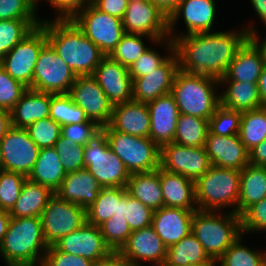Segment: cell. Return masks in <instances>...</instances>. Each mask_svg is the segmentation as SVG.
<instances>
[{
  "instance_id": "cell-15",
  "label": "cell",
  "mask_w": 266,
  "mask_h": 266,
  "mask_svg": "<svg viewBox=\"0 0 266 266\" xmlns=\"http://www.w3.org/2000/svg\"><path fill=\"white\" fill-rule=\"evenodd\" d=\"M68 94L89 120L101 128L108 126L113 104L92 76H77Z\"/></svg>"
},
{
  "instance_id": "cell-35",
  "label": "cell",
  "mask_w": 266,
  "mask_h": 266,
  "mask_svg": "<svg viewBox=\"0 0 266 266\" xmlns=\"http://www.w3.org/2000/svg\"><path fill=\"white\" fill-rule=\"evenodd\" d=\"M229 84L227 90L220 96V105L236 111H250L263 107L261 102L258 83L219 81V84Z\"/></svg>"
},
{
  "instance_id": "cell-27",
  "label": "cell",
  "mask_w": 266,
  "mask_h": 266,
  "mask_svg": "<svg viewBox=\"0 0 266 266\" xmlns=\"http://www.w3.org/2000/svg\"><path fill=\"white\" fill-rule=\"evenodd\" d=\"M159 178L164 206L198 209V207H196V191L195 182L193 180L160 167Z\"/></svg>"
},
{
  "instance_id": "cell-64",
  "label": "cell",
  "mask_w": 266,
  "mask_h": 266,
  "mask_svg": "<svg viewBox=\"0 0 266 266\" xmlns=\"http://www.w3.org/2000/svg\"><path fill=\"white\" fill-rule=\"evenodd\" d=\"M258 89L261 98V102L266 106V66H264L263 71L259 77Z\"/></svg>"
},
{
  "instance_id": "cell-17",
  "label": "cell",
  "mask_w": 266,
  "mask_h": 266,
  "mask_svg": "<svg viewBox=\"0 0 266 266\" xmlns=\"http://www.w3.org/2000/svg\"><path fill=\"white\" fill-rule=\"evenodd\" d=\"M3 171L21 173L28 177L37 160L40 148L31 140L28 131L11 127L0 140Z\"/></svg>"
},
{
  "instance_id": "cell-13",
  "label": "cell",
  "mask_w": 266,
  "mask_h": 266,
  "mask_svg": "<svg viewBox=\"0 0 266 266\" xmlns=\"http://www.w3.org/2000/svg\"><path fill=\"white\" fill-rule=\"evenodd\" d=\"M122 23L125 33L146 35L155 43L169 37L168 17L151 0H129Z\"/></svg>"
},
{
  "instance_id": "cell-11",
  "label": "cell",
  "mask_w": 266,
  "mask_h": 266,
  "mask_svg": "<svg viewBox=\"0 0 266 266\" xmlns=\"http://www.w3.org/2000/svg\"><path fill=\"white\" fill-rule=\"evenodd\" d=\"M76 78L77 75L47 43L35 64L32 89L50 94H66Z\"/></svg>"
},
{
  "instance_id": "cell-24",
  "label": "cell",
  "mask_w": 266,
  "mask_h": 266,
  "mask_svg": "<svg viewBox=\"0 0 266 266\" xmlns=\"http://www.w3.org/2000/svg\"><path fill=\"white\" fill-rule=\"evenodd\" d=\"M150 114L149 138L159 147L174 140L180 114L173 96L169 93L148 102Z\"/></svg>"
},
{
  "instance_id": "cell-19",
  "label": "cell",
  "mask_w": 266,
  "mask_h": 266,
  "mask_svg": "<svg viewBox=\"0 0 266 266\" xmlns=\"http://www.w3.org/2000/svg\"><path fill=\"white\" fill-rule=\"evenodd\" d=\"M118 252L133 266H141V261L164 266L167 257V247L152 226L132 231Z\"/></svg>"
},
{
  "instance_id": "cell-33",
  "label": "cell",
  "mask_w": 266,
  "mask_h": 266,
  "mask_svg": "<svg viewBox=\"0 0 266 266\" xmlns=\"http://www.w3.org/2000/svg\"><path fill=\"white\" fill-rule=\"evenodd\" d=\"M126 187H102L96 200L86 209V221L100 226L112 216L123 217Z\"/></svg>"
},
{
  "instance_id": "cell-60",
  "label": "cell",
  "mask_w": 266,
  "mask_h": 266,
  "mask_svg": "<svg viewBox=\"0 0 266 266\" xmlns=\"http://www.w3.org/2000/svg\"><path fill=\"white\" fill-rule=\"evenodd\" d=\"M167 17L176 9L181 0H151Z\"/></svg>"
},
{
  "instance_id": "cell-44",
  "label": "cell",
  "mask_w": 266,
  "mask_h": 266,
  "mask_svg": "<svg viewBox=\"0 0 266 266\" xmlns=\"http://www.w3.org/2000/svg\"><path fill=\"white\" fill-rule=\"evenodd\" d=\"M153 210L126 191L123 194V215L132 231L151 226Z\"/></svg>"
},
{
  "instance_id": "cell-57",
  "label": "cell",
  "mask_w": 266,
  "mask_h": 266,
  "mask_svg": "<svg viewBox=\"0 0 266 266\" xmlns=\"http://www.w3.org/2000/svg\"><path fill=\"white\" fill-rule=\"evenodd\" d=\"M93 266H133L118 251H111L106 257L93 263Z\"/></svg>"
},
{
  "instance_id": "cell-2",
  "label": "cell",
  "mask_w": 266,
  "mask_h": 266,
  "mask_svg": "<svg viewBox=\"0 0 266 266\" xmlns=\"http://www.w3.org/2000/svg\"><path fill=\"white\" fill-rule=\"evenodd\" d=\"M48 43L77 76H92L105 56L72 20H42Z\"/></svg>"
},
{
  "instance_id": "cell-42",
  "label": "cell",
  "mask_w": 266,
  "mask_h": 266,
  "mask_svg": "<svg viewBox=\"0 0 266 266\" xmlns=\"http://www.w3.org/2000/svg\"><path fill=\"white\" fill-rule=\"evenodd\" d=\"M143 37H146V35L125 33L109 56L129 68L148 50V47L142 41Z\"/></svg>"
},
{
  "instance_id": "cell-31",
  "label": "cell",
  "mask_w": 266,
  "mask_h": 266,
  "mask_svg": "<svg viewBox=\"0 0 266 266\" xmlns=\"http://www.w3.org/2000/svg\"><path fill=\"white\" fill-rule=\"evenodd\" d=\"M53 195L54 192L48 187L27 178L15 205L9 211L10 216L13 218L40 217Z\"/></svg>"
},
{
  "instance_id": "cell-59",
  "label": "cell",
  "mask_w": 266,
  "mask_h": 266,
  "mask_svg": "<svg viewBox=\"0 0 266 266\" xmlns=\"http://www.w3.org/2000/svg\"><path fill=\"white\" fill-rule=\"evenodd\" d=\"M246 31L248 39L257 47L261 54L262 61L264 62V66H266V37L261 41L262 43H260L257 31L253 26H249V28L247 27Z\"/></svg>"
},
{
  "instance_id": "cell-28",
  "label": "cell",
  "mask_w": 266,
  "mask_h": 266,
  "mask_svg": "<svg viewBox=\"0 0 266 266\" xmlns=\"http://www.w3.org/2000/svg\"><path fill=\"white\" fill-rule=\"evenodd\" d=\"M263 68L264 62L259 50L247 39L236 52L225 76L219 81L258 83Z\"/></svg>"
},
{
  "instance_id": "cell-65",
  "label": "cell",
  "mask_w": 266,
  "mask_h": 266,
  "mask_svg": "<svg viewBox=\"0 0 266 266\" xmlns=\"http://www.w3.org/2000/svg\"><path fill=\"white\" fill-rule=\"evenodd\" d=\"M216 264H217V261L211 259L208 263H203V264L193 265V266H216Z\"/></svg>"
},
{
  "instance_id": "cell-29",
  "label": "cell",
  "mask_w": 266,
  "mask_h": 266,
  "mask_svg": "<svg viewBox=\"0 0 266 266\" xmlns=\"http://www.w3.org/2000/svg\"><path fill=\"white\" fill-rule=\"evenodd\" d=\"M51 94L28 88L10 111L11 126L26 129L50 115Z\"/></svg>"
},
{
  "instance_id": "cell-21",
  "label": "cell",
  "mask_w": 266,
  "mask_h": 266,
  "mask_svg": "<svg viewBox=\"0 0 266 266\" xmlns=\"http://www.w3.org/2000/svg\"><path fill=\"white\" fill-rule=\"evenodd\" d=\"M204 147L213 166L241 171L249 164V151L238 134L223 137L208 131Z\"/></svg>"
},
{
  "instance_id": "cell-41",
  "label": "cell",
  "mask_w": 266,
  "mask_h": 266,
  "mask_svg": "<svg viewBox=\"0 0 266 266\" xmlns=\"http://www.w3.org/2000/svg\"><path fill=\"white\" fill-rule=\"evenodd\" d=\"M241 237L240 235L217 260L219 266H266V252L258 253L257 250L242 245Z\"/></svg>"
},
{
  "instance_id": "cell-43",
  "label": "cell",
  "mask_w": 266,
  "mask_h": 266,
  "mask_svg": "<svg viewBox=\"0 0 266 266\" xmlns=\"http://www.w3.org/2000/svg\"><path fill=\"white\" fill-rule=\"evenodd\" d=\"M241 116V111L219 105L208 120L209 132L223 137L239 134Z\"/></svg>"
},
{
  "instance_id": "cell-6",
  "label": "cell",
  "mask_w": 266,
  "mask_h": 266,
  "mask_svg": "<svg viewBox=\"0 0 266 266\" xmlns=\"http://www.w3.org/2000/svg\"><path fill=\"white\" fill-rule=\"evenodd\" d=\"M239 187V170L212 165L195 182L196 205L204 211H220L226 206L235 205L231 211L237 214Z\"/></svg>"
},
{
  "instance_id": "cell-40",
  "label": "cell",
  "mask_w": 266,
  "mask_h": 266,
  "mask_svg": "<svg viewBox=\"0 0 266 266\" xmlns=\"http://www.w3.org/2000/svg\"><path fill=\"white\" fill-rule=\"evenodd\" d=\"M49 117L61 126L80 124L89 120L85 112L73 102L68 93L51 94Z\"/></svg>"
},
{
  "instance_id": "cell-52",
  "label": "cell",
  "mask_w": 266,
  "mask_h": 266,
  "mask_svg": "<svg viewBox=\"0 0 266 266\" xmlns=\"http://www.w3.org/2000/svg\"><path fill=\"white\" fill-rule=\"evenodd\" d=\"M242 234L266 230V198L254 203L241 215Z\"/></svg>"
},
{
  "instance_id": "cell-62",
  "label": "cell",
  "mask_w": 266,
  "mask_h": 266,
  "mask_svg": "<svg viewBox=\"0 0 266 266\" xmlns=\"http://www.w3.org/2000/svg\"><path fill=\"white\" fill-rule=\"evenodd\" d=\"M11 216L9 211L0 210V245L7 232Z\"/></svg>"
},
{
  "instance_id": "cell-55",
  "label": "cell",
  "mask_w": 266,
  "mask_h": 266,
  "mask_svg": "<svg viewBox=\"0 0 266 266\" xmlns=\"http://www.w3.org/2000/svg\"><path fill=\"white\" fill-rule=\"evenodd\" d=\"M37 0V5H38ZM59 12L55 20H72L80 11L92 3V0H46Z\"/></svg>"
},
{
  "instance_id": "cell-38",
  "label": "cell",
  "mask_w": 266,
  "mask_h": 266,
  "mask_svg": "<svg viewBox=\"0 0 266 266\" xmlns=\"http://www.w3.org/2000/svg\"><path fill=\"white\" fill-rule=\"evenodd\" d=\"M239 137L250 151L266 139V106L242 112Z\"/></svg>"
},
{
  "instance_id": "cell-39",
  "label": "cell",
  "mask_w": 266,
  "mask_h": 266,
  "mask_svg": "<svg viewBox=\"0 0 266 266\" xmlns=\"http://www.w3.org/2000/svg\"><path fill=\"white\" fill-rule=\"evenodd\" d=\"M41 21L40 19L0 20V60L35 27H38Z\"/></svg>"
},
{
  "instance_id": "cell-32",
  "label": "cell",
  "mask_w": 266,
  "mask_h": 266,
  "mask_svg": "<svg viewBox=\"0 0 266 266\" xmlns=\"http://www.w3.org/2000/svg\"><path fill=\"white\" fill-rule=\"evenodd\" d=\"M66 176L59 154L54 147L41 148L28 179L48 187L54 193Z\"/></svg>"
},
{
  "instance_id": "cell-46",
  "label": "cell",
  "mask_w": 266,
  "mask_h": 266,
  "mask_svg": "<svg viewBox=\"0 0 266 266\" xmlns=\"http://www.w3.org/2000/svg\"><path fill=\"white\" fill-rule=\"evenodd\" d=\"M26 130L31 140L41 149L54 147L61 136V125L50 117L29 125Z\"/></svg>"
},
{
  "instance_id": "cell-48",
  "label": "cell",
  "mask_w": 266,
  "mask_h": 266,
  "mask_svg": "<svg viewBox=\"0 0 266 266\" xmlns=\"http://www.w3.org/2000/svg\"><path fill=\"white\" fill-rule=\"evenodd\" d=\"M54 148L59 154L63 169L66 173L84 169V146L76 145L72 140L62 135Z\"/></svg>"
},
{
  "instance_id": "cell-61",
  "label": "cell",
  "mask_w": 266,
  "mask_h": 266,
  "mask_svg": "<svg viewBox=\"0 0 266 266\" xmlns=\"http://www.w3.org/2000/svg\"><path fill=\"white\" fill-rule=\"evenodd\" d=\"M11 113L10 111L0 109V140L6 135V132L11 128Z\"/></svg>"
},
{
  "instance_id": "cell-3",
  "label": "cell",
  "mask_w": 266,
  "mask_h": 266,
  "mask_svg": "<svg viewBox=\"0 0 266 266\" xmlns=\"http://www.w3.org/2000/svg\"><path fill=\"white\" fill-rule=\"evenodd\" d=\"M48 247L40 217H11L0 253L7 266H41Z\"/></svg>"
},
{
  "instance_id": "cell-26",
  "label": "cell",
  "mask_w": 266,
  "mask_h": 266,
  "mask_svg": "<svg viewBox=\"0 0 266 266\" xmlns=\"http://www.w3.org/2000/svg\"><path fill=\"white\" fill-rule=\"evenodd\" d=\"M101 188L96 178L84 168L66 173L55 194L63 200L87 209L96 200Z\"/></svg>"
},
{
  "instance_id": "cell-37",
  "label": "cell",
  "mask_w": 266,
  "mask_h": 266,
  "mask_svg": "<svg viewBox=\"0 0 266 266\" xmlns=\"http://www.w3.org/2000/svg\"><path fill=\"white\" fill-rule=\"evenodd\" d=\"M208 131V120L180 113L173 143L188 147H204Z\"/></svg>"
},
{
  "instance_id": "cell-7",
  "label": "cell",
  "mask_w": 266,
  "mask_h": 266,
  "mask_svg": "<svg viewBox=\"0 0 266 266\" xmlns=\"http://www.w3.org/2000/svg\"><path fill=\"white\" fill-rule=\"evenodd\" d=\"M101 132L130 174L152 172L160 167V147L150 138L114 131L109 125L102 127Z\"/></svg>"
},
{
  "instance_id": "cell-12",
  "label": "cell",
  "mask_w": 266,
  "mask_h": 266,
  "mask_svg": "<svg viewBox=\"0 0 266 266\" xmlns=\"http://www.w3.org/2000/svg\"><path fill=\"white\" fill-rule=\"evenodd\" d=\"M40 218L44 239L48 246L87 222L85 208L63 200L55 193Z\"/></svg>"
},
{
  "instance_id": "cell-49",
  "label": "cell",
  "mask_w": 266,
  "mask_h": 266,
  "mask_svg": "<svg viewBox=\"0 0 266 266\" xmlns=\"http://www.w3.org/2000/svg\"><path fill=\"white\" fill-rule=\"evenodd\" d=\"M27 89L23 83L13 79L0 63V109L11 111Z\"/></svg>"
},
{
  "instance_id": "cell-23",
  "label": "cell",
  "mask_w": 266,
  "mask_h": 266,
  "mask_svg": "<svg viewBox=\"0 0 266 266\" xmlns=\"http://www.w3.org/2000/svg\"><path fill=\"white\" fill-rule=\"evenodd\" d=\"M195 210L163 206L153 212L151 226L167 248L191 233Z\"/></svg>"
},
{
  "instance_id": "cell-8",
  "label": "cell",
  "mask_w": 266,
  "mask_h": 266,
  "mask_svg": "<svg viewBox=\"0 0 266 266\" xmlns=\"http://www.w3.org/2000/svg\"><path fill=\"white\" fill-rule=\"evenodd\" d=\"M84 167L101 187H126L130 176L102 132L84 146Z\"/></svg>"
},
{
  "instance_id": "cell-1",
  "label": "cell",
  "mask_w": 266,
  "mask_h": 266,
  "mask_svg": "<svg viewBox=\"0 0 266 266\" xmlns=\"http://www.w3.org/2000/svg\"><path fill=\"white\" fill-rule=\"evenodd\" d=\"M180 34L172 35L179 69L218 80L225 76L236 52L248 39L246 28L237 32Z\"/></svg>"
},
{
  "instance_id": "cell-5",
  "label": "cell",
  "mask_w": 266,
  "mask_h": 266,
  "mask_svg": "<svg viewBox=\"0 0 266 266\" xmlns=\"http://www.w3.org/2000/svg\"><path fill=\"white\" fill-rule=\"evenodd\" d=\"M191 232L202 244L210 259L217 261L242 234L241 216L230 211L195 210Z\"/></svg>"
},
{
  "instance_id": "cell-58",
  "label": "cell",
  "mask_w": 266,
  "mask_h": 266,
  "mask_svg": "<svg viewBox=\"0 0 266 266\" xmlns=\"http://www.w3.org/2000/svg\"><path fill=\"white\" fill-rule=\"evenodd\" d=\"M249 164L266 167V139L249 151Z\"/></svg>"
},
{
  "instance_id": "cell-22",
  "label": "cell",
  "mask_w": 266,
  "mask_h": 266,
  "mask_svg": "<svg viewBox=\"0 0 266 266\" xmlns=\"http://www.w3.org/2000/svg\"><path fill=\"white\" fill-rule=\"evenodd\" d=\"M215 6V0H181L168 17L169 38L172 39L174 25L176 26L180 16L187 27L185 35L211 32L216 16Z\"/></svg>"
},
{
  "instance_id": "cell-53",
  "label": "cell",
  "mask_w": 266,
  "mask_h": 266,
  "mask_svg": "<svg viewBox=\"0 0 266 266\" xmlns=\"http://www.w3.org/2000/svg\"><path fill=\"white\" fill-rule=\"evenodd\" d=\"M169 56L164 57L152 48H148L129 68L128 72L132 80L148 75L149 72L161 66Z\"/></svg>"
},
{
  "instance_id": "cell-50",
  "label": "cell",
  "mask_w": 266,
  "mask_h": 266,
  "mask_svg": "<svg viewBox=\"0 0 266 266\" xmlns=\"http://www.w3.org/2000/svg\"><path fill=\"white\" fill-rule=\"evenodd\" d=\"M37 0H0V20L38 19Z\"/></svg>"
},
{
  "instance_id": "cell-47",
  "label": "cell",
  "mask_w": 266,
  "mask_h": 266,
  "mask_svg": "<svg viewBox=\"0 0 266 266\" xmlns=\"http://www.w3.org/2000/svg\"><path fill=\"white\" fill-rule=\"evenodd\" d=\"M27 177L21 173L0 171V209L10 211L15 205L24 181Z\"/></svg>"
},
{
  "instance_id": "cell-66",
  "label": "cell",
  "mask_w": 266,
  "mask_h": 266,
  "mask_svg": "<svg viewBox=\"0 0 266 266\" xmlns=\"http://www.w3.org/2000/svg\"><path fill=\"white\" fill-rule=\"evenodd\" d=\"M3 170V156H2V149L0 144V171Z\"/></svg>"
},
{
  "instance_id": "cell-25",
  "label": "cell",
  "mask_w": 266,
  "mask_h": 266,
  "mask_svg": "<svg viewBox=\"0 0 266 266\" xmlns=\"http://www.w3.org/2000/svg\"><path fill=\"white\" fill-rule=\"evenodd\" d=\"M150 123L147 103L131 100L113 106L112 117L108 125L114 131L149 138Z\"/></svg>"
},
{
  "instance_id": "cell-56",
  "label": "cell",
  "mask_w": 266,
  "mask_h": 266,
  "mask_svg": "<svg viewBox=\"0 0 266 266\" xmlns=\"http://www.w3.org/2000/svg\"><path fill=\"white\" fill-rule=\"evenodd\" d=\"M129 0H92V4L99 10L123 19Z\"/></svg>"
},
{
  "instance_id": "cell-51",
  "label": "cell",
  "mask_w": 266,
  "mask_h": 266,
  "mask_svg": "<svg viewBox=\"0 0 266 266\" xmlns=\"http://www.w3.org/2000/svg\"><path fill=\"white\" fill-rule=\"evenodd\" d=\"M100 132L101 127L91 120L80 124H68L61 126V135L64 138L72 140L76 145L85 146Z\"/></svg>"
},
{
  "instance_id": "cell-36",
  "label": "cell",
  "mask_w": 266,
  "mask_h": 266,
  "mask_svg": "<svg viewBox=\"0 0 266 266\" xmlns=\"http://www.w3.org/2000/svg\"><path fill=\"white\" fill-rule=\"evenodd\" d=\"M210 260L202 244L191 232L178 243L167 248L164 266H193L208 263Z\"/></svg>"
},
{
  "instance_id": "cell-16",
  "label": "cell",
  "mask_w": 266,
  "mask_h": 266,
  "mask_svg": "<svg viewBox=\"0 0 266 266\" xmlns=\"http://www.w3.org/2000/svg\"><path fill=\"white\" fill-rule=\"evenodd\" d=\"M167 41L169 58L148 75L133 80L132 100L148 103L170 93L175 74L179 70V63L174 52V41L170 38H167Z\"/></svg>"
},
{
  "instance_id": "cell-54",
  "label": "cell",
  "mask_w": 266,
  "mask_h": 266,
  "mask_svg": "<svg viewBox=\"0 0 266 266\" xmlns=\"http://www.w3.org/2000/svg\"><path fill=\"white\" fill-rule=\"evenodd\" d=\"M91 260L78 255L68 254L49 246L41 266H93Z\"/></svg>"
},
{
  "instance_id": "cell-9",
  "label": "cell",
  "mask_w": 266,
  "mask_h": 266,
  "mask_svg": "<svg viewBox=\"0 0 266 266\" xmlns=\"http://www.w3.org/2000/svg\"><path fill=\"white\" fill-rule=\"evenodd\" d=\"M72 21L105 56L111 54L125 34L122 19L97 9L92 3Z\"/></svg>"
},
{
  "instance_id": "cell-14",
  "label": "cell",
  "mask_w": 266,
  "mask_h": 266,
  "mask_svg": "<svg viewBox=\"0 0 266 266\" xmlns=\"http://www.w3.org/2000/svg\"><path fill=\"white\" fill-rule=\"evenodd\" d=\"M212 166L205 147L167 143L160 147V168L196 182Z\"/></svg>"
},
{
  "instance_id": "cell-4",
  "label": "cell",
  "mask_w": 266,
  "mask_h": 266,
  "mask_svg": "<svg viewBox=\"0 0 266 266\" xmlns=\"http://www.w3.org/2000/svg\"><path fill=\"white\" fill-rule=\"evenodd\" d=\"M215 85H219V80L214 77L186 73L179 69L170 94L180 113L209 120L220 105V96H217Z\"/></svg>"
},
{
  "instance_id": "cell-10",
  "label": "cell",
  "mask_w": 266,
  "mask_h": 266,
  "mask_svg": "<svg viewBox=\"0 0 266 266\" xmlns=\"http://www.w3.org/2000/svg\"><path fill=\"white\" fill-rule=\"evenodd\" d=\"M47 43L45 28L40 24L12 48L0 63L13 79L32 89L35 64L40 51Z\"/></svg>"
},
{
  "instance_id": "cell-20",
  "label": "cell",
  "mask_w": 266,
  "mask_h": 266,
  "mask_svg": "<svg viewBox=\"0 0 266 266\" xmlns=\"http://www.w3.org/2000/svg\"><path fill=\"white\" fill-rule=\"evenodd\" d=\"M92 77L113 106L132 100L133 80L129 75L128 68L110 56H104L101 59Z\"/></svg>"
},
{
  "instance_id": "cell-63",
  "label": "cell",
  "mask_w": 266,
  "mask_h": 266,
  "mask_svg": "<svg viewBox=\"0 0 266 266\" xmlns=\"http://www.w3.org/2000/svg\"><path fill=\"white\" fill-rule=\"evenodd\" d=\"M257 15L266 24V0H250Z\"/></svg>"
},
{
  "instance_id": "cell-34",
  "label": "cell",
  "mask_w": 266,
  "mask_h": 266,
  "mask_svg": "<svg viewBox=\"0 0 266 266\" xmlns=\"http://www.w3.org/2000/svg\"><path fill=\"white\" fill-rule=\"evenodd\" d=\"M126 189L128 194L140 200L153 211L164 206L159 168L152 172L130 174Z\"/></svg>"
},
{
  "instance_id": "cell-45",
  "label": "cell",
  "mask_w": 266,
  "mask_h": 266,
  "mask_svg": "<svg viewBox=\"0 0 266 266\" xmlns=\"http://www.w3.org/2000/svg\"><path fill=\"white\" fill-rule=\"evenodd\" d=\"M105 244L111 251H119L127 242L132 230L128 221L123 217L112 216L100 226Z\"/></svg>"
},
{
  "instance_id": "cell-18",
  "label": "cell",
  "mask_w": 266,
  "mask_h": 266,
  "mask_svg": "<svg viewBox=\"0 0 266 266\" xmlns=\"http://www.w3.org/2000/svg\"><path fill=\"white\" fill-rule=\"evenodd\" d=\"M53 246L59 251L78 255L92 262L106 257L111 252L103 240L100 227L88 222L60 238Z\"/></svg>"
},
{
  "instance_id": "cell-30",
  "label": "cell",
  "mask_w": 266,
  "mask_h": 266,
  "mask_svg": "<svg viewBox=\"0 0 266 266\" xmlns=\"http://www.w3.org/2000/svg\"><path fill=\"white\" fill-rule=\"evenodd\" d=\"M266 198V167L248 164L240 171L237 215Z\"/></svg>"
}]
</instances>
